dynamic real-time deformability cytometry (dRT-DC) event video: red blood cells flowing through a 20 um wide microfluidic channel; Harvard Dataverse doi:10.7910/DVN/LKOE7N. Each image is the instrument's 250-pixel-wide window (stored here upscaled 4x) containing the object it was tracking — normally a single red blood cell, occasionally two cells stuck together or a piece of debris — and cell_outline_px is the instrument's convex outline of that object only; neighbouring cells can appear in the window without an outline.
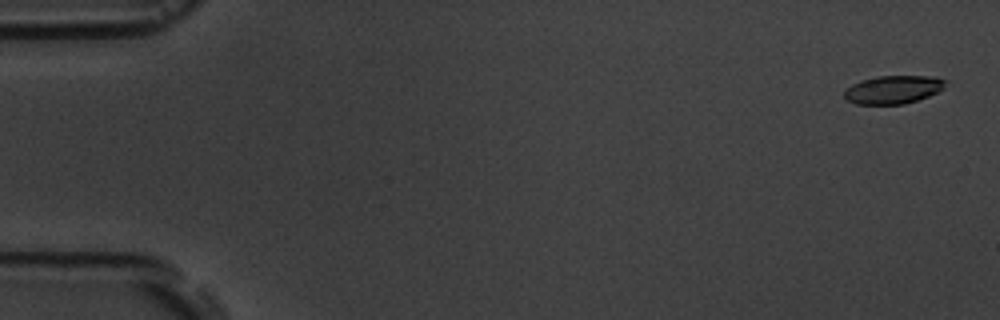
{"species": "common noctule bat (a hibernating species)", "species_latin": "Nyctalus noctula", "temperature_condition": "room temperature", "stored_images_in_passage": 16, "camera_frame_rate_fps": 3000, "um_per_image_px": 0.085, "animal": {"sex": "male", "body_mass_g": 19.5, "forearm_length_mm": 54.6}, "frame": {"image": 1, "passage_image": 1, "time_ms": 0.0, "image_size_px": [1000, 320], "cell_outline_px": [[948, 80], [944, 88], [928, 96], [904, 104], [856, 104], [848, 100], [844, 96], [844, 88], [860, 80], [876, 76], [932, 76]], "centroid_in_image_um": [75.9, 7.6], "position_along_channel_um": 9.1, "area_um2": 16.7}}
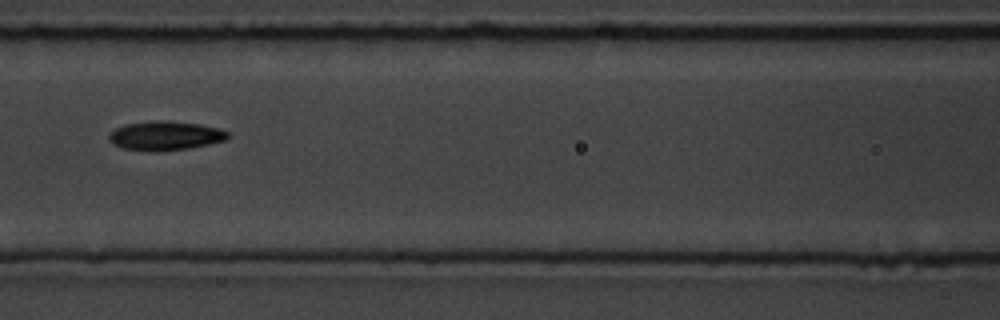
{"frame": {"image": 2, "passage_image": 7, "time_ms": 7.667, "image_size_px": [1000, 320], "cell_outline_px": [[228, 140], [188, 148], [156, 152], [152, 152], [120, 148], [112, 144], [108, 140], [108, 136], [116, 128], [124, 124], [156, 120], [164, 120], [200, 124], [220, 128], [228, 132]], "centroid_in_image_um": [14.03, 11.54], "position_along_channel_um": 152.6, "area_um2": 20.4}}
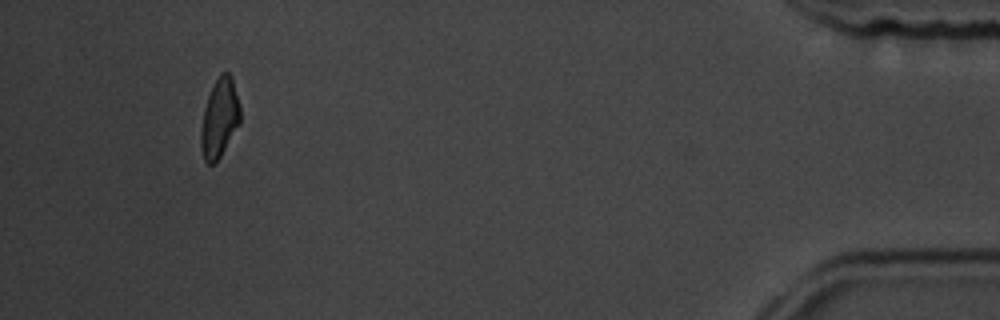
{"frame": {"image": 3, "passage_image": 15, "time_ms": 16.667, "image_size_px": [1000, 320], "cell_outline_px": [[240, 124], [216, 164], [208, 164], [204, 160], [200, 144], [200, 132], [204, 108], [208, 96], [220, 72], [228, 72], [232, 76], [240, 108]], "centroid_in_image_um": [18.66, 10.07], "position_along_channel_um": 416.5, "area_um2": 18.21}, "authors_computed_cell_mechanics": {"area_um2": 18.9006, "velocity_mm_per_s": 3.7181, "shape_relaxation_time_tau1_ms": 2.7136, "shape_relaxation_time_tau2_ms": 3.6843, "deformation_change_tau1": 0.1296, "deformation_change_tau2": 0.1212}}